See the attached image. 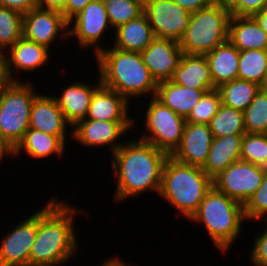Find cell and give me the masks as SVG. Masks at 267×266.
<instances>
[{
	"label": "cell",
	"mask_w": 267,
	"mask_h": 266,
	"mask_svg": "<svg viewBox=\"0 0 267 266\" xmlns=\"http://www.w3.org/2000/svg\"><path fill=\"white\" fill-rule=\"evenodd\" d=\"M111 157L117 180V202L155 191L159 194L162 170L169 155L144 140L125 142Z\"/></svg>",
	"instance_id": "obj_1"
},
{
	"label": "cell",
	"mask_w": 267,
	"mask_h": 266,
	"mask_svg": "<svg viewBox=\"0 0 267 266\" xmlns=\"http://www.w3.org/2000/svg\"><path fill=\"white\" fill-rule=\"evenodd\" d=\"M77 210L64 200L53 196L38 210V232L30 250L29 266H60L71 260L78 241L74 229Z\"/></svg>",
	"instance_id": "obj_2"
},
{
	"label": "cell",
	"mask_w": 267,
	"mask_h": 266,
	"mask_svg": "<svg viewBox=\"0 0 267 266\" xmlns=\"http://www.w3.org/2000/svg\"><path fill=\"white\" fill-rule=\"evenodd\" d=\"M101 84L128 101L157 92L158 83L143 63L140 52L115 47L103 48L96 56Z\"/></svg>",
	"instance_id": "obj_3"
},
{
	"label": "cell",
	"mask_w": 267,
	"mask_h": 266,
	"mask_svg": "<svg viewBox=\"0 0 267 266\" xmlns=\"http://www.w3.org/2000/svg\"><path fill=\"white\" fill-rule=\"evenodd\" d=\"M212 187L213 180L201 167L180 163L169 156L163 166L158 195L190 219Z\"/></svg>",
	"instance_id": "obj_4"
},
{
	"label": "cell",
	"mask_w": 267,
	"mask_h": 266,
	"mask_svg": "<svg viewBox=\"0 0 267 266\" xmlns=\"http://www.w3.org/2000/svg\"><path fill=\"white\" fill-rule=\"evenodd\" d=\"M189 220L203 223L214 245L227 254L231 244L238 239L246 218L243 204L213 186Z\"/></svg>",
	"instance_id": "obj_5"
},
{
	"label": "cell",
	"mask_w": 267,
	"mask_h": 266,
	"mask_svg": "<svg viewBox=\"0 0 267 266\" xmlns=\"http://www.w3.org/2000/svg\"><path fill=\"white\" fill-rule=\"evenodd\" d=\"M231 12L211 4L191 13L179 46L183 53L205 55L228 41Z\"/></svg>",
	"instance_id": "obj_6"
},
{
	"label": "cell",
	"mask_w": 267,
	"mask_h": 266,
	"mask_svg": "<svg viewBox=\"0 0 267 266\" xmlns=\"http://www.w3.org/2000/svg\"><path fill=\"white\" fill-rule=\"evenodd\" d=\"M35 86L13 81L0 92V136L14 150L29 129L30 110L39 94Z\"/></svg>",
	"instance_id": "obj_7"
},
{
	"label": "cell",
	"mask_w": 267,
	"mask_h": 266,
	"mask_svg": "<svg viewBox=\"0 0 267 266\" xmlns=\"http://www.w3.org/2000/svg\"><path fill=\"white\" fill-rule=\"evenodd\" d=\"M145 129L139 139L151 143L169 156L180 145L186 119L165 106L155 96L151 97L145 112Z\"/></svg>",
	"instance_id": "obj_8"
},
{
	"label": "cell",
	"mask_w": 267,
	"mask_h": 266,
	"mask_svg": "<svg viewBox=\"0 0 267 266\" xmlns=\"http://www.w3.org/2000/svg\"><path fill=\"white\" fill-rule=\"evenodd\" d=\"M265 172V167L239 160L216 176L213 186L244 205L261 185Z\"/></svg>",
	"instance_id": "obj_9"
},
{
	"label": "cell",
	"mask_w": 267,
	"mask_h": 266,
	"mask_svg": "<svg viewBox=\"0 0 267 266\" xmlns=\"http://www.w3.org/2000/svg\"><path fill=\"white\" fill-rule=\"evenodd\" d=\"M143 13L147 17L154 37L177 42L187 29L191 15L173 0H144Z\"/></svg>",
	"instance_id": "obj_10"
},
{
	"label": "cell",
	"mask_w": 267,
	"mask_h": 266,
	"mask_svg": "<svg viewBox=\"0 0 267 266\" xmlns=\"http://www.w3.org/2000/svg\"><path fill=\"white\" fill-rule=\"evenodd\" d=\"M110 27L103 0H93L69 21V37L74 36L80 48L93 47L96 56L104 48L99 41Z\"/></svg>",
	"instance_id": "obj_11"
},
{
	"label": "cell",
	"mask_w": 267,
	"mask_h": 266,
	"mask_svg": "<svg viewBox=\"0 0 267 266\" xmlns=\"http://www.w3.org/2000/svg\"><path fill=\"white\" fill-rule=\"evenodd\" d=\"M69 38V21L60 11L38 6L23 14L22 35L24 38L46 46L48 49L57 37Z\"/></svg>",
	"instance_id": "obj_12"
},
{
	"label": "cell",
	"mask_w": 267,
	"mask_h": 266,
	"mask_svg": "<svg viewBox=\"0 0 267 266\" xmlns=\"http://www.w3.org/2000/svg\"><path fill=\"white\" fill-rule=\"evenodd\" d=\"M134 121H100L83 119L79 121L69 134L71 137L79 142L82 146L86 147H104L107 146L113 154L124 143L118 141V139L124 133L130 131L134 126Z\"/></svg>",
	"instance_id": "obj_13"
},
{
	"label": "cell",
	"mask_w": 267,
	"mask_h": 266,
	"mask_svg": "<svg viewBox=\"0 0 267 266\" xmlns=\"http://www.w3.org/2000/svg\"><path fill=\"white\" fill-rule=\"evenodd\" d=\"M37 232L38 211H35L1 240L0 266H29L30 250Z\"/></svg>",
	"instance_id": "obj_14"
},
{
	"label": "cell",
	"mask_w": 267,
	"mask_h": 266,
	"mask_svg": "<svg viewBox=\"0 0 267 266\" xmlns=\"http://www.w3.org/2000/svg\"><path fill=\"white\" fill-rule=\"evenodd\" d=\"M143 63L157 83L172 79L178 67L183 51L179 42L155 37L151 44L140 52Z\"/></svg>",
	"instance_id": "obj_15"
},
{
	"label": "cell",
	"mask_w": 267,
	"mask_h": 266,
	"mask_svg": "<svg viewBox=\"0 0 267 266\" xmlns=\"http://www.w3.org/2000/svg\"><path fill=\"white\" fill-rule=\"evenodd\" d=\"M213 138L209 125L186 122L180 145L170 156L180 163L202 168Z\"/></svg>",
	"instance_id": "obj_16"
},
{
	"label": "cell",
	"mask_w": 267,
	"mask_h": 266,
	"mask_svg": "<svg viewBox=\"0 0 267 266\" xmlns=\"http://www.w3.org/2000/svg\"><path fill=\"white\" fill-rule=\"evenodd\" d=\"M67 122L54 96L38 94L30 110L29 128L59 136L66 143Z\"/></svg>",
	"instance_id": "obj_17"
},
{
	"label": "cell",
	"mask_w": 267,
	"mask_h": 266,
	"mask_svg": "<svg viewBox=\"0 0 267 266\" xmlns=\"http://www.w3.org/2000/svg\"><path fill=\"white\" fill-rule=\"evenodd\" d=\"M98 78L97 87L96 84L93 87V85L89 86L88 82L75 81L67 85L60 96L54 95L71 127L86 118L93 93L102 85L100 76Z\"/></svg>",
	"instance_id": "obj_18"
},
{
	"label": "cell",
	"mask_w": 267,
	"mask_h": 266,
	"mask_svg": "<svg viewBox=\"0 0 267 266\" xmlns=\"http://www.w3.org/2000/svg\"><path fill=\"white\" fill-rule=\"evenodd\" d=\"M131 104L118 92L101 85L94 93L85 119L100 121H134L128 116Z\"/></svg>",
	"instance_id": "obj_19"
},
{
	"label": "cell",
	"mask_w": 267,
	"mask_h": 266,
	"mask_svg": "<svg viewBox=\"0 0 267 266\" xmlns=\"http://www.w3.org/2000/svg\"><path fill=\"white\" fill-rule=\"evenodd\" d=\"M46 46L30 41L23 36L8 49L6 53L9 75L13 81L18 80L14 76V69L19 71H34L46 65L49 61L50 53Z\"/></svg>",
	"instance_id": "obj_20"
},
{
	"label": "cell",
	"mask_w": 267,
	"mask_h": 266,
	"mask_svg": "<svg viewBox=\"0 0 267 266\" xmlns=\"http://www.w3.org/2000/svg\"><path fill=\"white\" fill-rule=\"evenodd\" d=\"M171 81L192 89H217L213 84L205 55L183 53Z\"/></svg>",
	"instance_id": "obj_21"
},
{
	"label": "cell",
	"mask_w": 267,
	"mask_h": 266,
	"mask_svg": "<svg viewBox=\"0 0 267 266\" xmlns=\"http://www.w3.org/2000/svg\"><path fill=\"white\" fill-rule=\"evenodd\" d=\"M244 134L213 138L202 170L213 180L232 163L240 160Z\"/></svg>",
	"instance_id": "obj_22"
},
{
	"label": "cell",
	"mask_w": 267,
	"mask_h": 266,
	"mask_svg": "<svg viewBox=\"0 0 267 266\" xmlns=\"http://www.w3.org/2000/svg\"><path fill=\"white\" fill-rule=\"evenodd\" d=\"M228 40L239 50H267V33L253 16L232 15Z\"/></svg>",
	"instance_id": "obj_23"
},
{
	"label": "cell",
	"mask_w": 267,
	"mask_h": 266,
	"mask_svg": "<svg viewBox=\"0 0 267 266\" xmlns=\"http://www.w3.org/2000/svg\"><path fill=\"white\" fill-rule=\"evenodd\" d=\"M208 89H192L169 81L158 83L155 97L185 119Z\"/></svg>",
	"instance_id": "obj_24"
},
{
	"label": "cell",
	"mask_w": 267,
	"mask_h": 266,
	"mask_svg": "<svg viewBox=\"0 0 267 266\" xmlns=\"http://www.w3.org/2000/svg\"><path fill=\"white\" fill-rule=\"evenodd\" d=\"M115 48L125 51H144L155 38L144 13L115 29Z\"/></svg>",
	"instance_id": "obj_25"
},
{
	"label": "cell",
	"mask_w": 267,
	"mask_h": 266,
	"mask_svg": "<svg viewBox=\"0 0 267 266\" xmlns=\"http://www.w3.org/2000/svg\"><path fill=\"white\" fill-rule=\"evenodd\" d=\"M213 84H221L238 78L239 50L228 40L205 54Z\"/></svg>",
	"instance_id": "obj_26"
},
{
	"label": "cell",
	"mask_w": 267,
	"mask_h": 266,
	"mask_svg": "<svg viewBox=\"0 0 267 266\" xmlns=\"http://www.w3.org/2000/svg\"><path fill=\"white\" fill-rule=\"evenodd\" d=\"M66 143L59 137L46 134L29 128L22 139V141L13 150V157H18L21 151L32 158H47L52 154L59 157L63 156Z\"/></svg>",
	"instance_id": "obj_27"
},
{
	"label": "cell",
	"mask_w": 267,
	"mask_h": 266,
	"mask_svg": "<svg viewBox=\"0 0 267 266\" xmlns=\"http://www.w3.org/2000/svg\"><path fill=\"white\" fill-rule=\"evenodd\" d=\"M261 86L254 82L235 79L221 84L217 90L221 95L223 105L244 111L254 100Z\"/></svg>",
	"instance_id": "obj_28"
},
{
	"label": "cell",
	"mask_w": 267,
	"mask_h": 266,
	"mask_svg": "<svg viewBox=\"0 0 267 266\" xmlns=\"http://www.w3.org/2000/svg\"><path fill=\"white\" fill-rule=\"evenodd\" d=\"M238 78L266 87L267 50L239 51Z\"/></svg>",
	"instance_id": "obj_29"
},
{
	"label": "cell",
	"mask_w": 267,
	"mask_h": 266,
	"mask_svg": "<svg viewBox=\"0 0 267 266\" xmlns=\"http://www.w3.org/2000/svg\"><path fill=\"white\" fill-rule=\"evenodd\" d=\"M208 125L214 138L246 133L243 112L223 104Z\"/></svg>",
	"instance_id": "obj_30"
},
{
	"label": "cell",
	"mask_w": 267,
	"mask_h": 266,
	"mask_svg": "<svg viewBox=\"0 0 267 266\" xmlns=\"http://www.w3.org/2000/svg\"><path fill=\"white\" fill-rule=\"evenodd\" d=\"M244 128L249 134H267V87H261L243 111Z\"/></svg>",
	"instance_id": "obj_31"
},
{
	"label": "cell",
	"mask_w": 267,
	"mask_h": 266,
	"mask_svg": "<svg viewBox=\"0 0 267 266\" xmlns=\"http://www.w3.org/2000/svg\"><path fill=\"white\" fill-rule=\"evenodd\" d=\"M22 27L23 14L0 7V51L7 52L23 36Z\"/></svg>",
	"instance_id": "obj_32"
},
{
	"label": "cell",
	"mask_w": 267,
	"mask_h": 266,
	"mask_svg": "<svg viewBox=\"0 0 267 266\" xmlns=\"http://www.w3.org/2000/svg\"><path fill=\"white\" fill-rule=\"evenodd\" d=\"M113 30L143 13L144 0H103Z\"/></svg>",
	"instance_id": "obj_33"
},
{
	"label": "cell",
	"mask_w": 267,
	"mask_h": 266,
	"mask_svg": "<svg viewBox=\"0 0 267 266\" xmlns=\"http://www.w3.org/2000/svg\"><path fill=\"white\" fill-rule=\"evenodd\" d=\"M240 160L267 169V134L245 133L242 140Z\"/></svg>",
	"instance_id": "obj_34"
},
{
	"label": "cell",
	"mask_w": 267,
	"mask_h": 266,
	"mask_svg": "<svg viewBox=\"0 0 267 266\" xmlns=\"http://www.w3.org/2000/svg\"><path fill=\"white\" fill-rule=\"evenodd\" d=\"M221 104V95L217 89L204 93L192 108L191 113L186 118V122L208 125Z\"/></svg>",
	"instance_id": "obj_35"
},
{
	"label": "cell",
	"mask_w": 267,
	"mask_h": 266,
	"mask_svg": "<svg viewBox=\"0 0 267 266\" xmlns=\"http://www.w3.org/2000/svg\"><path fill=\"white\" fill-rule=\"evenodd\" d=\"M243 208L246 220L257 222L267 220V169L261 185L255 193L250 196L243 205Z\"/></svg>",
	"instance_id": "obj_36"
},
{
	"label": "cell",
	"mask_w": 267,
	"mask_h": 266,
	"mask_svg": "<svg viewBox=\"0 0 267 266\" xmlns=\"http://www.w3.org/2000/svg\"><path fill=\"white\" fill-rule=\"evenodd\" d=\"M264 230L254 238V245L250 252L251 262L254 266H267V220Z\"/></svg>",
	"instance_id": "obj_37"
},
{
	"label": "cell",
	"mask_w": 267,
	"mask_h": 266,
	"mask_svg": "<svg viewBox=\"0 0 267 266\" xmlns=\"http://www.w3.org/2000/svg\"><path fill=\"white\" fill-rule=\"evenodd\" d=\"M267 6V0H240L231 11L235 16H253Z\"/></svg>",
	"instance_id": "obj_38"
},
{
	"label": "cell",
	"mask_w": 267,
	"mask_h": 266,
	"mask_svg": "<svg viewBox=\"0 0 267 266\" xmlns=\"http://www.w3.org/2000/svg\"><path fill=\"white\" fill-rule=\"evenodd\" d=\"M37 6V0H0V7L18 11L21 14L28 13Z\"/></svg>",
	"instance_id": "obj_39"
},
{
	"label": "cell",
	"mask_w": 267,
	"mask_h": 266,
	"mask_svg": "<svg viewBox=\"0 0 267 266\" xmlns=\"http://www.w3.org/2000/svg\"><path fill=\"white\" fill-rule=\"evenodd\" d=\"M91 1L93 0H67L66 5L61 13L68 21H70Z\"/></svg>",
	"instance_id": "obj_40"
},
{
	"label": "cell",
	"mask_w": 267,
	"mask_h": 266,
	"mask_svg": "<svg viewBox=\"0 0 267 266\" xmlns=\"http://www.w3.org/2000/svg\"><path fill=\"white\" fill-rule=\"evenodd\" d=\"M13 82L9 75L7 56L4 51H0V92Z\"/></svg>",
	"instance_id": "obj_41"
},
{
	"label": "cell",
	"mask_w": 267,
	"mask_h": 266,
	"mask_svg": "<svg viewBox=\"0 0 267 266\" xmlns=\"http://www.w3.org/2000/svg\"><path fill=\"white\" fill-rule=\"evenodd\" d=\"M176 4L183 7L189 13H193L200 9L210 6L211 0H173Z\"/></svg>",
	"instance_id": "obj_42"
},
{
	"label": "cell",
	"mask_w": 267,
	"mask_h": 266,
	"mask_svg": "<svg viewBox=\"0 0 267 266\" xmlns=\"http://www.w3.org/2000/svg\"><path fill=\"white\" fill-rule=\"evenodd\" d=\"M67 0H37V6L43 9L62 11Z\"/></svg>",
	"instance_id": "obj_43"
},
{
	"label": "cell",
	"mask_w": 267,
	"mask_h": 266,
	"mask_svg": "<svg viewBox=\"0 0 267 266\" xmlns=\"http://www.w3.org/2000/svg\"><path fill=\"white\" fill-rule=\"evenodd\" d=\"M240 0H211L213 5L231 12L238 4Z\"/></svg>",
	"instance_id": "obj_44"
},
{
	"label": "cell",
	"mask_w": 267,
	"mask_h": 266,
	"mask_svg": "<svg viewBox=\"0 0 267 266\" xmlns=\"http://www.w3.org/2000/svg\"><path fill=\"white\" fill-rule=\"evenodd\" d=\"M259 26L267 33V6L253 15Z\"/></svg>",
	"instance_id": "obj_45"
},
{
	"label": "cell",
	"mask_w": 267,
	"mask_h": 266,
	"mask_svg": "<svg viewBox=\"0 0 267 266\" xmlns=\"http://www.w3.org/2000/svg\"><path fill=\"white\" fill-rule=\"evenodd\" d=\"M5 155L13 158V150L8 146V144L0 136V162L3 161Z\"/></svg>",
	"instance_id": "obj_46"
},
{
	"label": "cell",
	"mask_w": 267,
	"mask_h": 266,
	"mask_svg": "<svg viewBox=\"0 0 267 266\" xmlns=\"http://www.w3.org/2000/svg\"><path fill=\"white\" fill-rule=\"evenodd\" d=\"M118 257L119 256L110 257L108 261L106 259L102 266H129L126 262H123V260Z\"/></svg>",
	"instance_id": "obj_47"
}]
</instances>
